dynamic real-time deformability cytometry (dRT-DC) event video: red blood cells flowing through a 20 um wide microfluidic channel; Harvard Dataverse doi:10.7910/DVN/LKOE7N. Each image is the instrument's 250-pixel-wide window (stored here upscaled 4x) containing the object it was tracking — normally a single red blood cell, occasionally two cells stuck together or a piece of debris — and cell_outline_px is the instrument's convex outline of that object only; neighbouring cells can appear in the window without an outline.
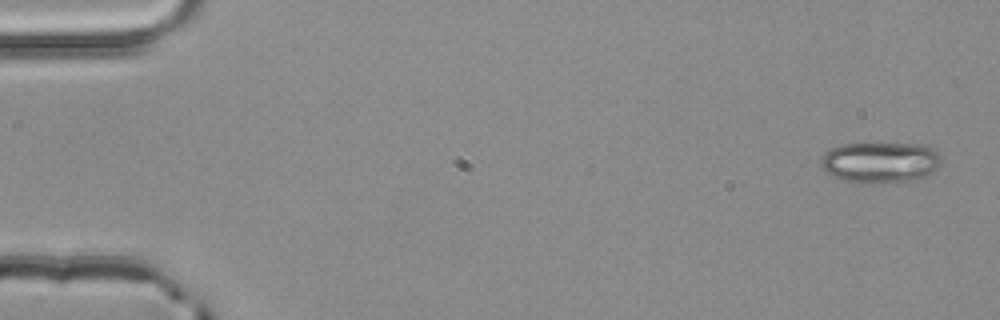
{"species": "common noctule bat (a hibernating species)", "species_latin": "Nyctalus noctula", "temperature_condition": "room temperature", "stored_images_in_passage": 4, "camera_frame_rate_fps": 3000, "um_per_image_px": 0.085, "animal": {"sex": "male", "body_mass_g": 20.4}, "frame": {"image": 1, "passage_image": 1, "time_ms": 0.0, "image_size_px": [1000, 320], "cell_outline_px": [[940, 164], [932, 172], [916, 180], [840, 180], [824, 172], [820, 164], [820, 160], [824, 152], [832, 148], [844, 144], [872, 140], [928, 144], [936, 152], [940, 160]], "centroid_in_image_um": [74.79, 13.68], "position_along_channel_um": 10.2, "area_um2": 29.02}}
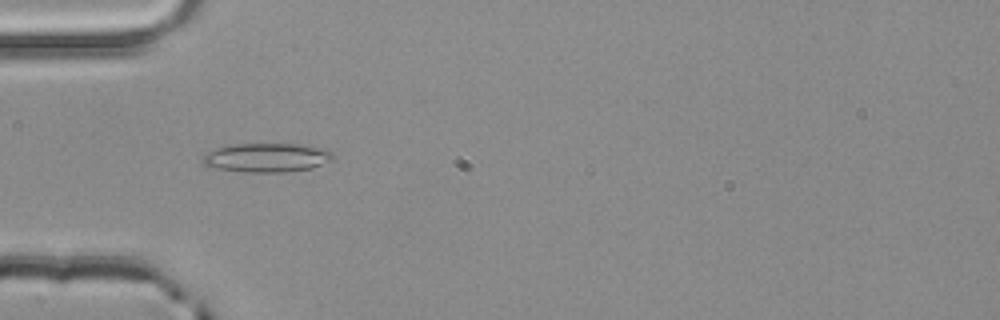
{"frame": {"image": 2, "passage_image": 4, "time_ms": 1.0, "image_size_px": [1000, 320], "cell_outline_px": [[336, 156], [332, 160], [312, 168], [288, 172], [248, 172], [220, 168], [204, 164], [204, 156], [208, 152], [220, 148], [236, 144], [304, 144], [328, 148]], "centroid_in_image_um": [22.83, 13.39], "position_along_channel_um": 62.2, "area_um2": 21.85}}